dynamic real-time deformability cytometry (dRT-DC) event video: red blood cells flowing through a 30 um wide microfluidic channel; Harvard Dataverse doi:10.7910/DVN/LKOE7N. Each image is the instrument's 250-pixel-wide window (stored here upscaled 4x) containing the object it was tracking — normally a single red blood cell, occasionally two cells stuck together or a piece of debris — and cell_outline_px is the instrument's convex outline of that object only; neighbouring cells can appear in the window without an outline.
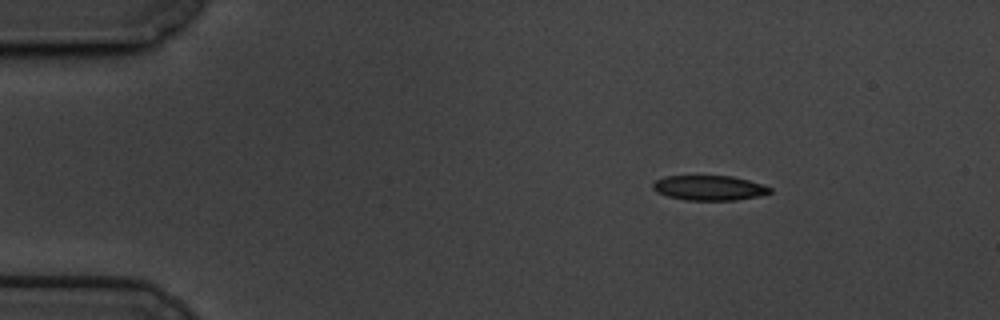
{"species": "common noctule bat (a hibernating species)", "species_latin": "Nyctalus noctula", "temperature_condition": "cold", "stored_images_in_passage": 58, "camera_frame_rate_fps": 3000, "um_per_image_px": 0.085, "animal": {"sex": "male", "body_mass_g": 19.5, "forearm_length_mm": 54.6}, "frame": {"image": 1, "passage_image": 8, "time_ms": 2.333, "image_size_px": [1000, 320], "cell_outline_px": [[772, 192], [760, 196], [736, 200], [684, 200], [668, 196], [656, 192], [652, 188], [652, 184], [656, 180], [664, 176], [732, 176], [748, 180], [772, 188]], "centroid_in_image_um": [60.27, 15.97], "position_along_channel_um": 24.7, "area_um2": 16.99}}
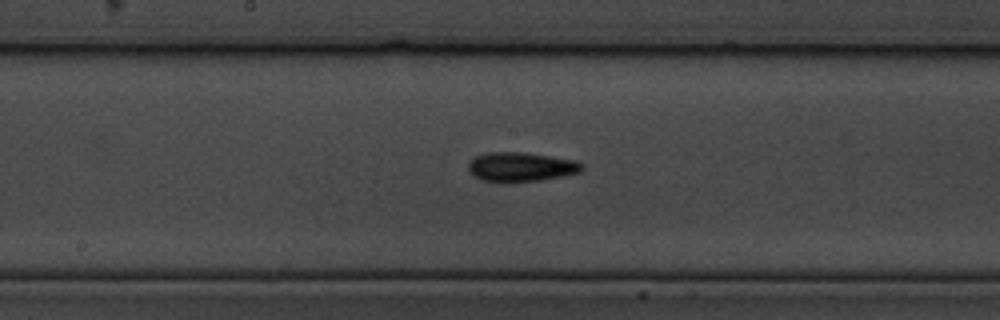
{"frame": {"image": 2, "passage_image": 30, "time_ms": 9.667, "image_size_px": [1000, 320], "cell_outline_px": [[584, 168], [580, 172], [564, 176], [540, 180], [500, 184], [480, 180], [468, 168], [468, 164], [476, 156], [488, 152], [524, 152], [572, 160], [584, 164]], "centroid_in_image_um": [44.27, 14.21], "position_along_channel_um": 203.9, "area_um2": 19.59}}
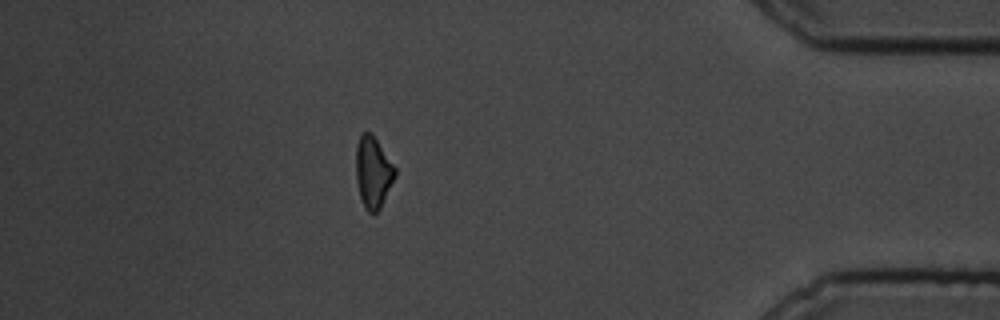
{"frame": {"image": 3, "passage_image": 51, "time_ms": 16.667, "image_size_px": [1000, 320], "cell_outline_px": [[396, 176], [380, 208], [376, 212], [368, 212], [364, 208], [360, 196], [356, 180], [356, 144], [360, 136], [364, 132], [372, 132], [396, 168]], "centroid_in_image_um": [31.71, 14.62], "position_along_channel_um": 403.5, "area_um2": 16.3}, "authors_computed_cell_mechanics": {"area_um2": 17.6001, "velocity_mm_per_s": 3.4304, "shape_relaxation_time_tau1_ms": 3.4859, "shape_relaxation_time_tau2_ms": null, "deformation_change_tau1": 0.155, "deformation_change_tau2": null}}